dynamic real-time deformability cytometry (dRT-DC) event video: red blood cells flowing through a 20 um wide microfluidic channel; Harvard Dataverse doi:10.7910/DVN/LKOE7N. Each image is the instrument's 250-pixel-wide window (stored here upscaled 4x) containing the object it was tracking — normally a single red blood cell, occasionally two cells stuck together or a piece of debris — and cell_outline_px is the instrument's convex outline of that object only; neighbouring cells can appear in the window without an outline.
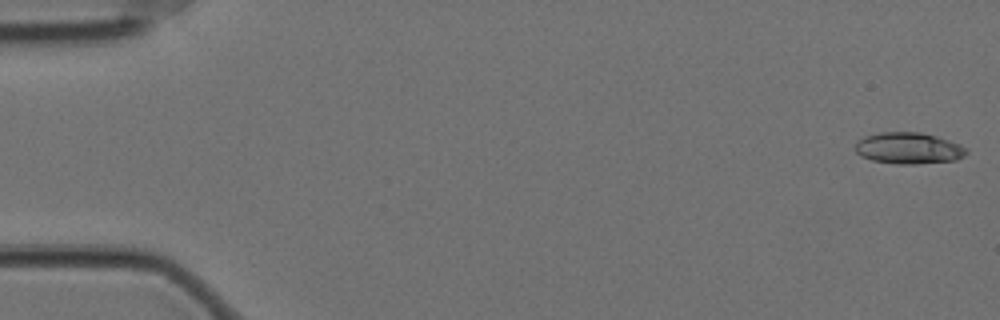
{"species": "Egyptian fruit bat (a non-hibernating species)", "species_latin": "Rousettus aegyptiacus", "temperature_condition": "cold", "stored_images_in_passage": 57, "camera_frame_rate_fps": 3000, "um_per_image_px": 0.085, "animal": {"sex": "female"}, "frame": {"image": 1, "passage_image": 1, "time_ms": 0.0, "image_size_px": [1000, 320], "cell_outline_px": [[968, 152], [964, 156], [956, 160], [916, 164], [896, 164], [872, 160], [860, 156], [856, 152], [856, 144], [864, 136], [880, 132], [920, 132], [936, 136], [960, 144], [968, 148]], "centroid_in_image_um": [77.25, 12.6], "position_along_channel_um": 7.7, "area_um2": 20.4}}
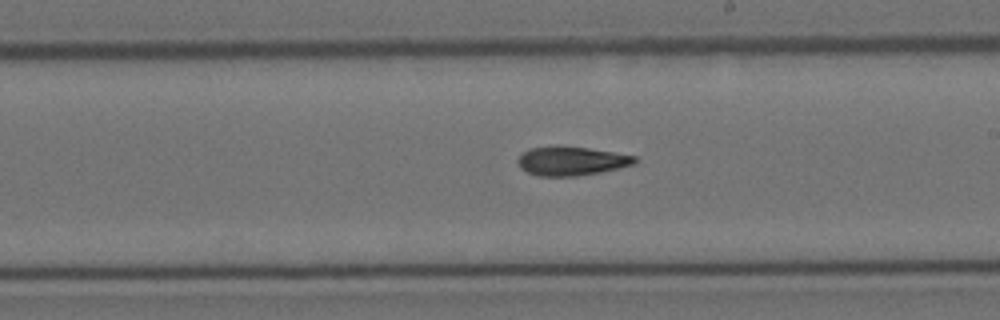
{"frame": {"image": 2, "passage_image": 33, "time_ms": 10.667, "image_size_px": [1000, 320], "cell_outline_px": [[636, 164], [600, 172], [576, 176], [536, 176], [520, 168], [516, 160], [528, 148], [556, 144], [588, 148], [636, 156]], "centroid_in_image_um": [48.52, 13.66], "position_along_channel_um": 240.5, "area_um2": 20.0}}
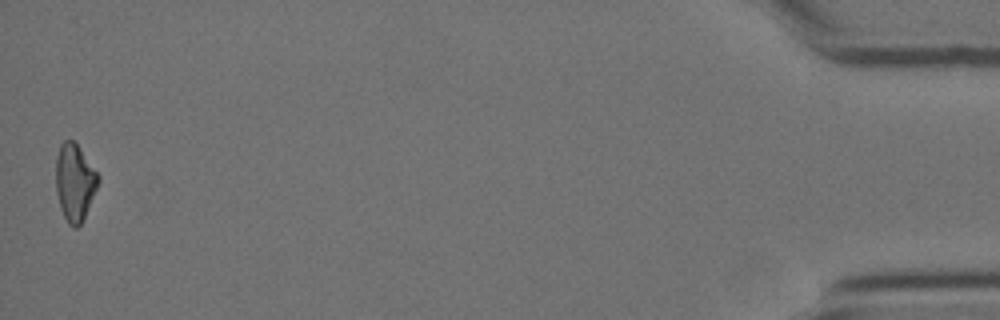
{"frame": {"image": 3, "passage_image": 57, "time_ms": 18.667, "image_size_px": [1000, 320], "cell_outline_px": [[100, 180], [84, 216], [80, 224], [76, 228], [72, 228], [68, 224], [60, 208], [56, 192], [56, 156], [60, 144], [64, 140], [72, 140], [76, 144], [100, 176]], "centroid_in_image_um": [6.33, 15.5], "position_along_channel_um": 428.9, "area_um2": 18.79}, "authors_computed_cell_mechanics": {"area_um2": 19.652, "velocity_mm_per_s": 3.514, "shape_relaxation_time_tau1_ms": 10.4298, "shape_relaxation_time_tau2_ms": null, "deformation_change_tau1": 0.2266, "deformation_change_tau2": null}}